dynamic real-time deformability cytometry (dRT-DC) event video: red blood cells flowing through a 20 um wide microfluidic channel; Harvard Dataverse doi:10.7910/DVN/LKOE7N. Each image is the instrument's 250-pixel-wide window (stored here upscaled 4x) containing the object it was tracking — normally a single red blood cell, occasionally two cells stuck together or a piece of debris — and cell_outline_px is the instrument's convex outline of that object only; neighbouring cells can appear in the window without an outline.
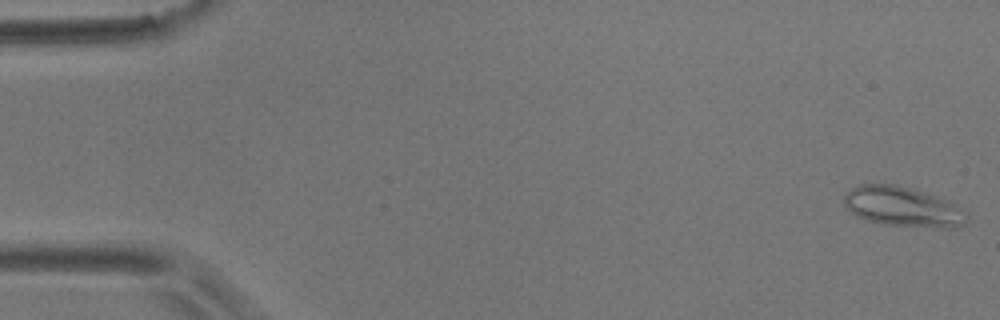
{"species": "common noctule bat (a hibernating species)", "species_latin": "Nyctalus noctula", "temperature_condition": "room temperature", "stored_images_in_passage": 54, "camera_frame_rate_fps": 3000, "um_per_image_px": 0.085, "animal": {"sex": "male", "body_mass_g": 17.9}, "frame": {"image": 1, "passage_image": 1, "time_ms": 0.0, "image_size_px": [1000, 320], "cell_outline_px": [[968, 220], [964, 224], [956, 228], [944, 228], [880, 224], [856, 216], [844, 204], [844, 196], [852, 188], [860, 184], [892, 184], [908, 188], [948, 200], [968, 212]], "centroid_in_image_um": [76.78, 17.59], "position_along_channel_um": 8.2, "area_um2": 28.38}}
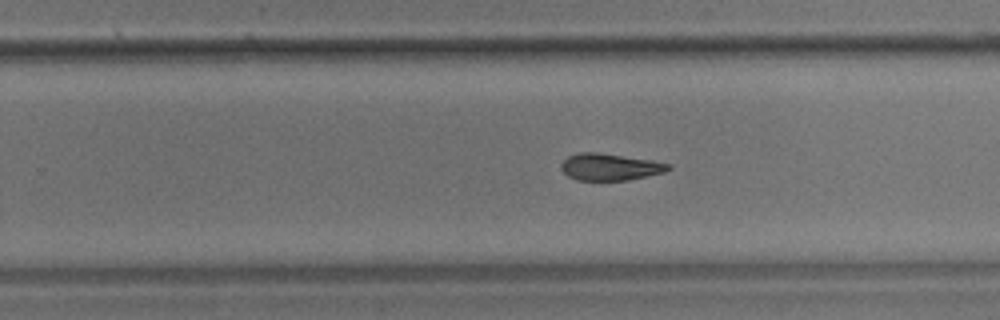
{"frame": {"image": 2, "passage_image": 34, "time_ms": 11.0, "image_size_px": [1000, 320], "cell_outline_px": [[672, 168], [664, 172], [628, 180], [576, 180], [568, 176], [560, 168], [560, 164], [568, 156], [580, 152], [596, 152], [652, 160], [672, 164]], "centroid_in_image_um": [51.84, 14.19], "position_along_channel_um": 278.0, "area_um2": 16.76}}
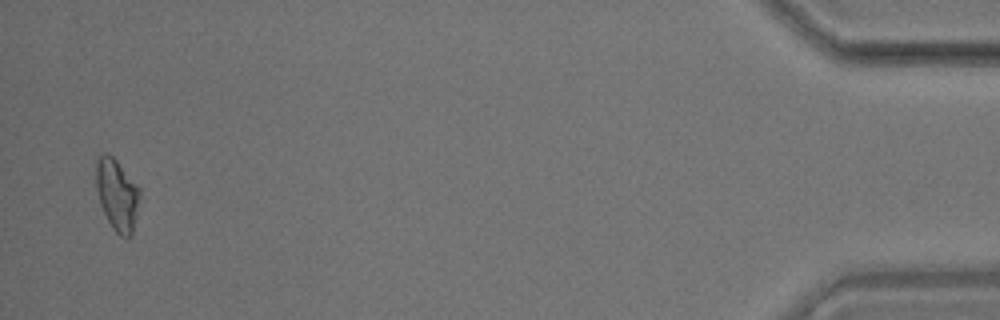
{"frame": {"image": 3, "passage_image": 53, "time_ms": 17.333, "image_size_px": [1000, 320], "cell_outline_px": [[140, 192], [136, 216], [132, 232], [128, 236], [120, 236], [112, 228], [100, 204], [96, 188], [96, 164], [100, 156], [104, 152], [112, 156], [116, 160], [140, 188]], "centroid_in_image_um": [9.94, 16.54], "position_along_channel_um": 425.3, "area_um2": 17.86}, "authors_computed_cell_mechanics": {"area_um2": 17.8024, "velocity_mm_per_s": 3.6686, "shape_relaxation_time_tau1_ms": 10.423, "shape_relaxation_time_tau2_ms": 6.4868, "deformation_change_tau1": 0.2244, "deformation_change_tau2": 0.1276}}